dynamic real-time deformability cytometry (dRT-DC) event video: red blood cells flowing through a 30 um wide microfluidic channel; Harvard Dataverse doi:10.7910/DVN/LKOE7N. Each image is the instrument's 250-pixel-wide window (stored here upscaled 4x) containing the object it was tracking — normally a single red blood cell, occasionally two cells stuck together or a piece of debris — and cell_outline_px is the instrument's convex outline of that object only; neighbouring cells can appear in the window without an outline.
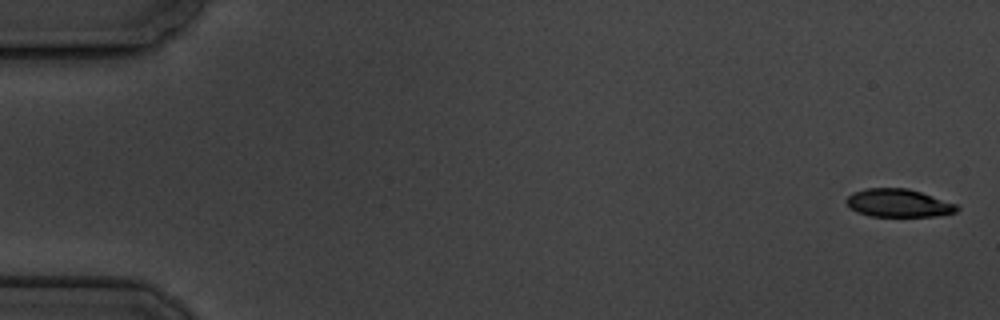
{"species": "common noctule bat (a hibernating species)", "species_latin": "Nyctalus noctula", "temperature_condition": "cold", "stored_images_in_passage": 6, "camera_frame_rate_fps": 3000, "um_per_image_px": 0.085, "animal": {"sex": "male", "body_mass_g": 19.5, "forearm_length_mm": 54.6}, "frame": {"image": 1, "passage_image": 1, "time_ms": 0.0, "image_size_px": [1000, 320], "cell_outline_px": [[960, 208], [956, 212], [936, 216], [872, 216], [856, 212], [844, 200], [852, 192], [864, 188], [908, 188], [956, 204]], "centroid_in_image_um": [76.34, 17.25], "position_along_channel_um": 8.7, "area_um2": 17.98}}
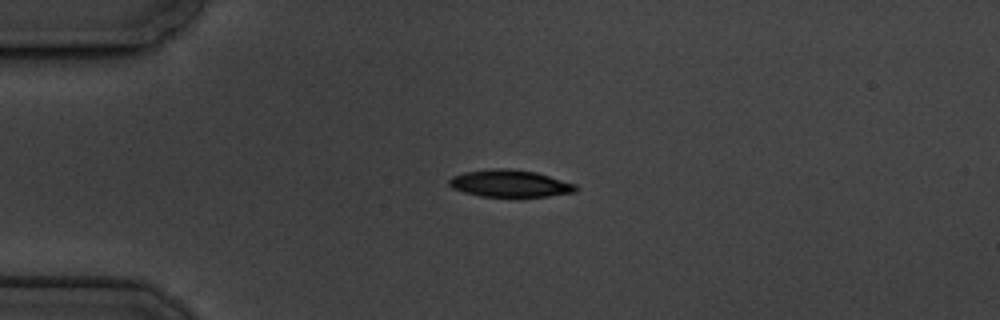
{"frame": {"image": 2, "passage_image": 4, "time_ms": 4.333, "image_size_px": [1000, 320], "cell_outline_px": [[580, 188], [576, 192], [548, 196], [480, 196], [464, 192], [452, 188], [448, 184], [448, 180], [452, 176], [464, 172], [496, 168], [508, 168], [536, 172], [576, 184]], "centroid_in_image_um": [43.35, 15.59], "position_along_channel_um": 41.6, "area_um2": 20.0}}